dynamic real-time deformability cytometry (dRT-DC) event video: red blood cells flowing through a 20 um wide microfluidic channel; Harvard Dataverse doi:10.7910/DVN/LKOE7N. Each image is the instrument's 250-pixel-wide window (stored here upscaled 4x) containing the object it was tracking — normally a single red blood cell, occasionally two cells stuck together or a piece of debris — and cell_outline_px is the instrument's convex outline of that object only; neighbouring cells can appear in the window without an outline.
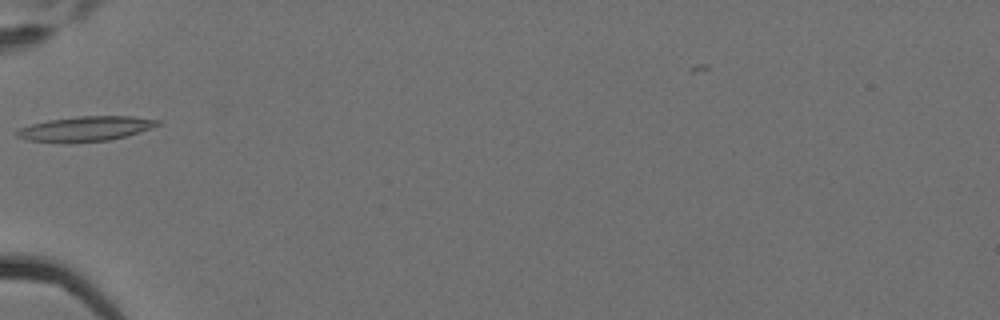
{"species": "Egyptian fruit bat (a non-hibernating species)", "species_latin": "Rousettus aegyptiacus", "temperature_condition": "cold", "stored_images_in_passage": 6, "camera_frame_rate_fps": 3000, "um_per_image_px": 0.085, "animal": {"sex": "female"}, "frame": {"image": 1, "passage_image": 6, "time_ms": 1.667, "image_size_px": [1000, 320], "cell_outline_px": [[164, 124], [152, 128], [124, 136], [108, 140], [68, 144], [28, 140], [16, 136], [16, 132], [20, 128], [32, 124], [48, 120], [80, 116], [132, 116], [160, 120]], "centroid_in_image_um": [7.29, 10.95], "position_along_channel_um": 77.7, "area_um2": 20.58}}